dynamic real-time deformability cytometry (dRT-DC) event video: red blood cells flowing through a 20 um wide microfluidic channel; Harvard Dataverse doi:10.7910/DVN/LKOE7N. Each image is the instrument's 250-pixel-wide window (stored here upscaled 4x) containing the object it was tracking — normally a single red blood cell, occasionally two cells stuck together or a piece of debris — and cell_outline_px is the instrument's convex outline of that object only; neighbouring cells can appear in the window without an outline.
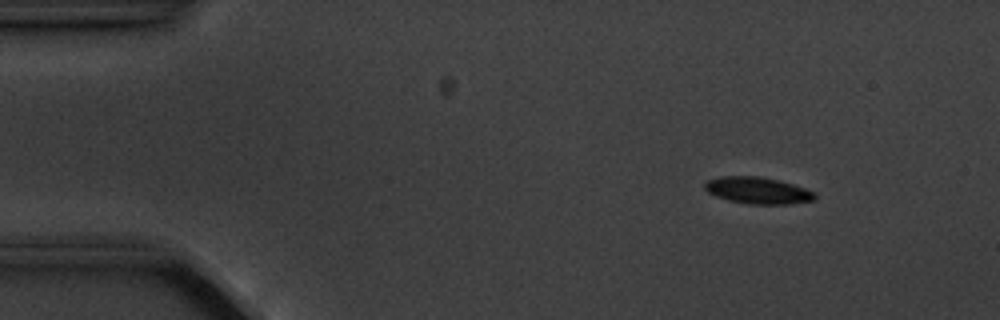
{"species": "common noctule bat (a hibernating species)", "species_latin": "Nyctalus noctula", "temperature_condition": "cold", "stored_images_in_passage": 10, "camera_frame_rate_fps": 3000, "um_per_image_px": 0.085, "animal": {"sex": "male", "body_mass_g": 20.1, "forearm_length_mm": 53.5}, "frame": {"image": 1, "passage_image": 2, "time_ms": 1.0, "image_size_px": [1000, 320], "cell_outline_px": [[816, 200], [788, 204], [748, 204], [728, 200], [716, 196], [708, 192], [704, 188], [704, 184], [708, 180], [720, 176], [760, 176], [792, 184], [816, 192]], "centroid_in_image_um": [64.41, 16.19], "position_along_channel_um": 20.6, "area_um2": 17.11}}